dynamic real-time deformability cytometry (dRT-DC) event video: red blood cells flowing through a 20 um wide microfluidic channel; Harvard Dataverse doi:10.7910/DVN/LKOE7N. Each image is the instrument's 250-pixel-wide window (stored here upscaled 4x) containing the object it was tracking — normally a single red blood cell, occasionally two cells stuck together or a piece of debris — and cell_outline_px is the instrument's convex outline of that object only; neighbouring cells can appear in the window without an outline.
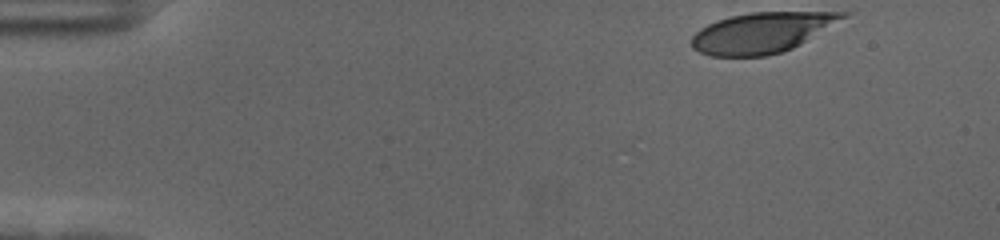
{"species": "human", "species_latin": "Homo sapiens", "temperature_condition": "cold", "stored_images_in_passage": 16, "camera_frame_rate_fps": 3000, "um_per_image_px": 0.085, "donor": {"sex": "female"}, "frame": {"image": 1, "passage_image": 1, "time_ms": 0.0, "image_size_px": [1000, 240], "cell_outline_px": [[852, 12], [848, 16], [800, 44], [784, 52], [764, 56], [712, 56], [700, 52], [692, 48], [692, 36], [700, 28], [716, 20], [732, 16], [752, 12]], "centroid_in_image_um": [64.75, 2.77], "position_along_channel_um": 20.3, "area_um2": 35.37}}
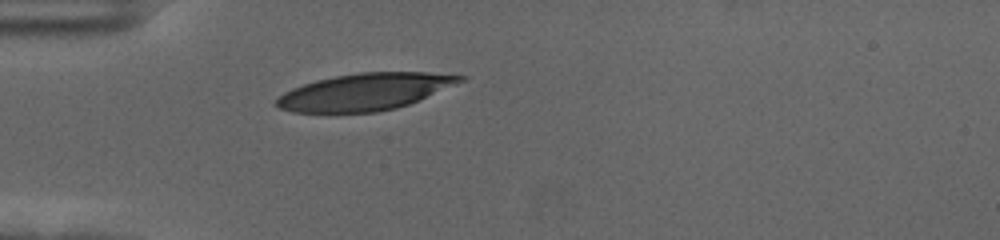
{"frame": {"image": 2, "passage_image": 12, "time_ms": 3.667, "image_size_px": [1000, 240], "cell_outline_px": [[468, 80], [408, 104], [396, 108], [376, 112], [292, 112], [280, 108], [276, 104], [276, 100], [284, 92], [292, 88], [316, 80], [336, 76], [360, 72], [428, 72], [468, 76]], "centroid_in_image_um": [31.08, 7.79], "position_along_channel_um": 53.9, "area_um2": 39.36}}